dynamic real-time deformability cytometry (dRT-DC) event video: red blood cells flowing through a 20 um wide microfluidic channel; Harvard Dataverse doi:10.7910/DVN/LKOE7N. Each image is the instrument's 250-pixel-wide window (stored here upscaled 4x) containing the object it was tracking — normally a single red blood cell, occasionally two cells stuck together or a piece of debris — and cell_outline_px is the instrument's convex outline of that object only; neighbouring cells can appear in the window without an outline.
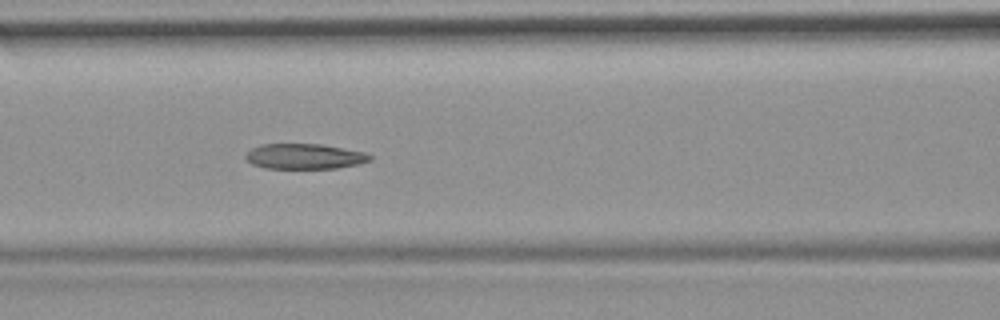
{"species": "common noctule bat (a hibernating species)", "species_latin": "Nyctalus noctula", "temperature_condition": "room temperature", "stored_images_in_passage": 5, "camera_frame_rate_fps": 3000, "um_per_image_px": 0.085, "animal": {"sex": "female", "body_mass_g": 19.9}, "frame": {"image": 1, "passage_image": 5, "time_ms": 5.333, "image_size_px": [1000, 320], "cell_outline_px": [[372, 160], [360, 164], [336, 168], [264, 168], [252, 164], [244, 160], [244, 156], [252, 148], [260, 144], [320, 144], [344, 148], [364, 152], [372, 156]], "centroid_in_image_um": [25.87, 13.29], "position_along_channel_um": 140.7, "area_um2": 18.44}}